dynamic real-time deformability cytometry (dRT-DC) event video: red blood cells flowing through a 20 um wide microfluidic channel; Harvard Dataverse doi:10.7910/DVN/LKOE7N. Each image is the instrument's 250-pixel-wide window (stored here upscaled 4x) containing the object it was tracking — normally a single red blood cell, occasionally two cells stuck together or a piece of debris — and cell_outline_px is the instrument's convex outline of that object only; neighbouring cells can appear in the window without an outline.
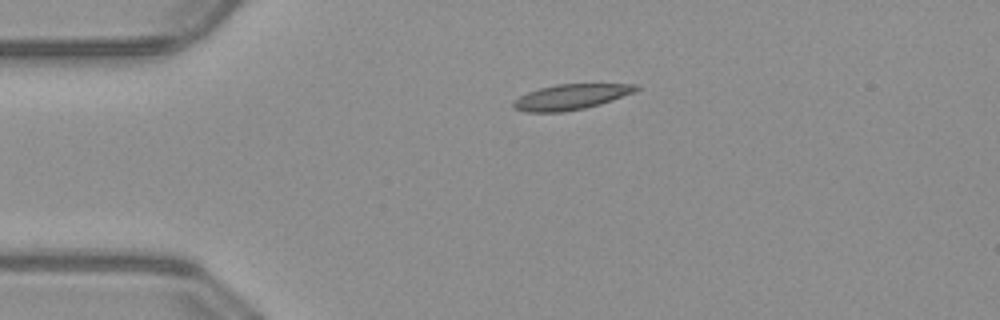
{"species": "common noctule bat (a hibernating species)", "species_latin": "Nyctalus noctula", "temperature_condition": "warm", "stored_images_in_passage": 41, "camera_frame_rate_fps": 3000, "um_per_image_px": 0.085, "animal": {"sex": "male", "body_mass_g": 23.1, "forearm_length_mm": 52.7}, "frame": {"image": 1, "passage_image": 1, "time_ms": 0.0, "image_size_px": [1000, 320], "cell_outline_px": [[640, 88], [632, 92], [612, 100], [600, 104], [584, 108], [560, 112], [528, 112], [512, 108], [512, 100], [528, 92], [540, 88], [556, 84], [640, 84]], "centroid_in_image_um": [48.48, 8.23], "position_along_channel_um": 36.5, "area_um2": 18.03}}
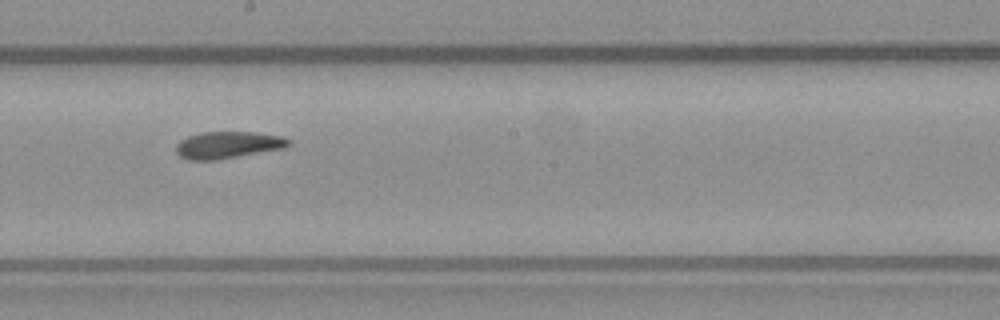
{"frame": {"image": 2, "passage_image": 18, "time_ms": 5.667, "image_size_px": [1000, 320], "cell_outline_px": [[292, 140], [288, 144], [280, 148], [212, 160], [192, 160], [180, 156], [176, 152], [176, 144], [180, 140], [188, 136], [200, 132], [252, 132], [284, 136]], "centroid_in_image_um": [19.32, 12.29], "position_along_channel_um": 228.9, "area_um2": 17.22}}
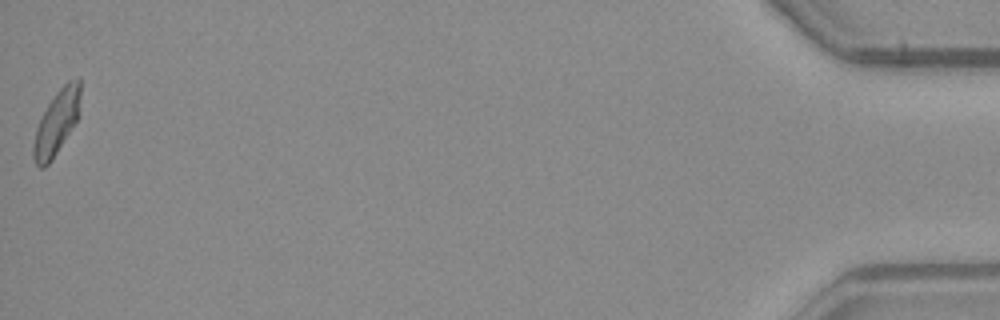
{"frame": {"image": 3, "passage_image": 41, "time_ms": 13.333, "image_size_px": [1000, 320], "cell_outline_px": [[80, 96], [76, 120], [56, 152], [48, 164], [44, 168], [40, 168], [36, 164], [32, 156], [32, 148], [36, 128], [48, 104], [56, 92], [68, 80], [80, 80]], "centroid_in_image_um": [4.77, 10.43], "position_along_channel_um": 430.4, "area_um2": 16.88}, "authors_computed_cell_mechanics": {"area_um2": 17.5712, "velocity_mm_per_s": 4.0083, "shape_relaxation_time_tau1_ms": null, "shape_relaxation_time_tau2_ms": 6.303, "deformation_change_tau1": null, "deformation_change_tau2": 0.1281}}